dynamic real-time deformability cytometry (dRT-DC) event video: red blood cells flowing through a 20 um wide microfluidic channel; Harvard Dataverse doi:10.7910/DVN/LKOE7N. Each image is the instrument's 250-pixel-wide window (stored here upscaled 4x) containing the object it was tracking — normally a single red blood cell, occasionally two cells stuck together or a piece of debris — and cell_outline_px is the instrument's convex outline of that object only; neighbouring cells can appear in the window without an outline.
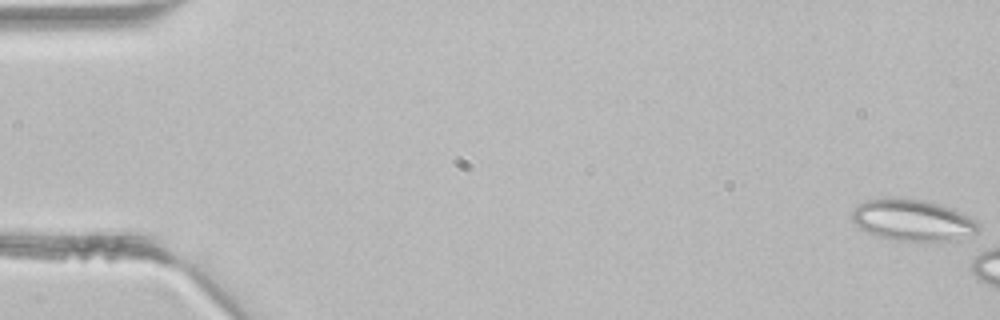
{"species": "common noctule bat (a hibernating species)", "species_latin": "Nyctalus noctula", "temperature_condition": "room temperature", "stored_images_in_passage": 2, "camera_frame_rate_fps": 3000, "um_per_image_px": 0.085, "animal": {"sex": "male", "body_mass_g": 21.5, "forearm_length_mm": 52.0}, "frame": {"image": 1, "passage_image": 2, "time_ms": 0.333, "image_size_px": [1000, 320], "cell_outline_px": [[980, 228], [976, 232], [956, 240], [936, 244], [928, 244], [892, 240], [876, 236], [860, 228], [852, 220], [852, 208], [864, 200], [892, 196], [900, 196], [924, 200], [940, 204], [952, 208], [960, 212], [980, 224]], "centroid_in_image_um": [77.55, 18.73], "position_along_channel_um": 7.4, "area_um2": 31.79}}